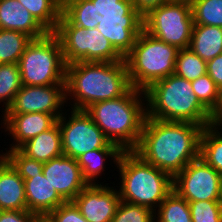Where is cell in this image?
Wrapping results in <instances>:
<instances>
[{
	"instance_id": "1",
	"label": "cell",
	"mask_w": 222,
	"mask_h": 222,
	"mask_svg": "<svg viewBox=\"0 0 222 222\" xmlns=\"http://www.w3.org/2000/svg\"><path fill=\"white\" fill-rule=\"evenodd\" d=\"M203 127L189 122L145 118L134 152L172 177L199 157Z\"/></svg>"
},
{
	"instance_id": "15",
	"label": "cell",
	"mask_w": 222,
	"mask_h": 222,
	"mask_svg": "<svg viewBox=\"0 0 222 222\" xmlns=\"http://www.w3.org/2000/svg\"><path fill=\"white\" fill-rule=\"evenodd\" d=\"M43 175L66 202L73 201L88 185L82 176L77 159L64 154L45 162Z\"/></svg>"
},
{
	"instance_id": "8",
	"label": "cell",
	"mask_w": 222,
	"mask_h": 222,
	"mask_svg": "<svg viewBox=\"0 0 222 222\" xmlns=\"http://www.w3.org/2000/svg\"><path fill=\"white\" fill-rule=\"evenodd\" d=\"M22 85L65 84L66 66L61 43L53 32L32 39L18 61Z\"/></svg>"
},
{
	"instance_id": "40",
	"label": "cell",
	"mask_w": 222,
	"mask_h": 222,
	"mask_svg": "<svg viewBox=\"0 0 222 222\" xmlns=\"http://www.w3.org/2000/svg\"><path fill=\"white\" fill-rule=\"evenodd\" d=\"M168 3L185 4L191 6L194 0H167Z\"/></svg>"
},
{
	"instance_id": "11",
	"label": "cell",
	"mask_w": 222,
	"mask_h": 222,
	"mask_svg": "<svg viewBox=\"0 0 222 222\" xmlns=\"http://www.w3.org/2000/svg\"><path fill=\"white\" fill-rule=\"evenodd\" d=\"M71 117L57 119L61 132L63 154L77 159L95 149H120L111 143L85 110H71Z\"/></svg>"
},
{
	"instance_id": "33",
	"label": "cell",
	"mask_w": 222,
	"mask_h": 222,
	"mask_svg": "<svg viewBox=\"0 0 222 222\" xmlns=\"http://www.w3.org/2000/svg\"><path fill=\"white\" fill-rule=\"evenodd\" d=\"M192 222H222L220 200L188 201Z\"/></svg>"
},
{
	"instance_id": "35",
	"label": "cell",
	"mask_w": 222,
	"mask_h": 222,
	"mask_svg": "<svg viewBox=\"0 0 222 222\" xmlns=\"http://www.w3.org/2000/svg\"><path fill=\"white\" fill-rule=\"evenodd\" d=\"M49 222H89L73 201H67L51 211L46 217Z\"/></svg>"
},
{
	"instance_id": "34",
	"label": "cell",
	"mask_w": 222,
	"mask_h": 222,
	"mask_svg": "<svg viewBox=\"0 0 222 222\" xmlns=\"http://www.w3.org/2000/svg\"><path fill=\"white\" fill-rule=\"evenodd\" d=\"M191 84L200 103L211 113L218 102L219 87L208 74L191 81Z\"/></svg>"
},
{
	"instance_id": "42",
	"label": "cell",
	"mask_w": 222,
	"mask_h": 222,
	"mask_svg": "<svg viewBox=\"0 0 222 222\" xmlns=\"http://www.w3.org/2000/svg\"><path fill=\"white\" fill-rule=\"evenodd\" d=\"M220 202H221V208H222V193H221V200H220Z\"/></svg>"
},
{
	"instance_id": "14",
	"label": "cell",
	"mask_w": 222,
	"mask_h": 222,
	"mask_svg": "<svg viewBox=\"0 0 222 222\" xmlns=\"http://www.w3.org/2000/svg\"><path fill=\"white\" fill-rule=\"evenodd\" d=\"M88 184L73 200L83 217L89 222H111L121 201L113 187Z\"/></svg>"
},
{
	"instance_id": "24",
	"label": "cell",
	"mask_w": 222,
	"mask_h": 222,
	"mask_svg": "<svg viewBox=\"0 0 222 222\" xmlns=\"http://www.w3.org/2000/svg\"><path fill=\"white\" fill-rule=\"evenodd\" d=\"M23 7L36 18V20L48 31L54 32L57 28L62 0H18Z\"/></svg>"
},
{
	"instance_id": "18",
	"label": "cell",
	"mask_w": 222,
	"mask_h": 222,
	"mask_svg": "<svg viewBox=\"0 0 222 222\" xmlns=\"http://www.w3.org/2000/svg\"><path fill=\"white\" fill-rule=\"evenodd\" d=\"M0 29L19 31L32 39L49 33L18 0H0Z\"/></svg>"
},
{
	"instance_id": "29",
	"label": "cell",
	"mask_w": 222,
	"mask_h": 222,
	"mask_svg": "<svg viewBox=\"0 0 222 222\" xmlns=\"http://www.w3.org/2000/svg\"><path fill=\"white\" fill-rule=\"evenodd\" d=\"M191 12L194 24L222 28V0H194Z\"/></svg>"
},
{
	"instance_id": "16",
	"label": "cell",
	"mask_w": 222,
	"mask_h": 222,
	"mask_svg": "<svg viewBox=\"0 0 222 222\" xmlns=\"http://www.w3.org/2000/svg\"><path fill=\"white\" fill-rule=\"evenodd\" d=\"M3 126L12 136L13 145L9 150L19 149L24 143L35 136L50 129L57 119L52 114L47 113H24V114H3Z\"/></svg>"
},
{
	"instance_id": "7",
	"label": "cell",
	"mask_w": 222,
	"mask_h": 222,
	"mask_svg": "<svg viewBox=\"0 0 222 222\" xmlns=\"http://www.w3.org/2000/svg\"><path fill=\"white\" fill-rule=\"evenodd\" d=\"M93 28H97L125 57L143 30V16L131 0H90Z\"/></svg>"
},
{
	"instance_id": "13",
	"label": "cell",
	"mask_w": 222,
	"mask_h": 222,
	"mask_svg": "<svg viewBox=\"0 0 222 222\" xmlns=\"http://www.w3.org/2000/svg\"><path fill=\"white\" fill-rule=\"evenodd\" d=\"M65 84L49 86L22 85L12 104L2 114L47 113L59 119L66 103ZM61 111V113H60Z\"/></svg>"
},
{
	"instance_id": "2",
	"label": "cell",
	"mask_w": 222,
	"mask_h": 222,
	"mask_svg": "<svg viewBox=\"0 0 222 222\" xmlns=\"http://www.w3.org/2000/svg\"><path fill=\"white\" fill-rule=\"evenodd\" d=\"M130 88L125 59L66 66L65 93L67 101L74 100L71 109L85 110L93 103L119 98Z\"/></svg>"
},
{
	"instance_id": "19",
	"label": "cell",
	"mask_w": 222,
	"mask_h": 222,
	"mask_svg": "<svg viewBox=\"0 0 222 222\" xmlns=\"http://www.w3.org/2000/svg\"><path fill=\"white\" fill-rule=\"evenodd\" d=\"M27 210L24 179L0 154V211Z\"/></svg>"
},
{
	"instance_id": "36",
	"label": "cell",
	"mask_w": 222,
	"mask_h": 222,
	"mask_svg": "<svg viewBox=\"0 0 222 222\" xmlns=\"http://www.w3.org/2000/svg\"><path fill=\"white\" fill-rule=\"evenodd\" d=\"M40 217L28 210H1L0 222H36Z\"/></svg>"
},
{
	"instance_id": "38",
	"label": "cell",
	"mask_w": 222,
	"mask_h": 222,
	"mask_svg": "<svg viewBox=\"0 0 222 222\" xmlns=\"http://www.w3.org/2000/svg\"><path fill=\"white\" fill-rule=\"evenodd\" d=\"M131 2L133 3L134 9L144 17L152 9L167 3V0H131Z\"/></svg>"
},
{
	"instance_id": "41",
	"label": "cell",
	"mask_w": 222,
	"mask_h": 222,
	"mask_svg": "<svg viewBox=\"0 0 222 222\" xmlns=\"http://www.w3.org/2000/svg\"><path fill=\"white\" fill-rule=\"evenodd\" d=\"M36 222H49L45 217L39 218Z\"/></svg>"
},
{
	"instance_id": "10",
	"label": "cell",
	"mask_w": 222,
	"mask_h": 222,
	"mask_svg": "<svg viewBox=\"0 0 222 222\" xmlns=\"http://www.w3.org/2000/svg\"><path fill=\"white\" fill-rule=\"evenodd\" d=\"M193 16L191 6L165 3L143 17V29L162 42L179 49L189 48Z\"/></svg>"
},
{
	"instance_id": "3",
	"label": "cell",
	"mask_w": 222,
	"mask_h": 222,
	"mask_svg": "<svg viewBox=\"0 0 222 222\" xmlns=\"http://www.w3.org/2000/svg\"><path fill=\"white\" fill-rule=\"evenodd\" d=\"M144 99V91L131 87L119 98L91 104L85 112L111 143L122 151H134L146 118Z\"/></svg>"
},
{
	"instance_id": "37",
	"label": "cell",
	"mask_w": 222,
	"mask_h": 222,
	"mask_svg": "<svg viewBox=\"0 0 222 222\" xmlns=\"http://www.w3.org/2000/svg\"><path fill=\"white\" fill-rule=\"evenodd\" d=\"M207 74L219 88L222 86V53L207 62Z\"/></svg>"
},
{
	"instance_id": "23",
	"label": "cell",
	"mask_w": 222,
	"mask_h": 222,
	"mask_svg": "<svg viewBox=\"0 0 222 222\" xmlns=\"http://www.w3.org/2000/svg\"><path fill=\"white\" fill-rule=\"evenodd\" d=\"M122 152L121 149H95L82 154L77 158V162L84 180L88 184L95 185V179L97 181L98 175L105 171L106 158L111 157V160L117 163Z\"/></svg>"
},
{
	"instance_id": "22",
	"label": "cell",
	"mask_w": 222,
	"mask_h": 222,
	"mask_svg": "<svg viewBox=\"0 0 222 222\" xmlns=\"http://www.w3.org/2000/svg\"><path fill=\"white\" fill-rule=\"evenodd\" d=\"M221 125L208 124L201 132L199 157L222 176Z\"/></svg>"
},
{
	"instance_id": "5",
	"label": "cell",
	"mask_w": 222,
	"mask_h": 222,
	"mask_svg": "<svg viewBox=\"0 0 222 222\" xmlns=\"http://www.w3.org/2000/svg\"><path fill=\"white\" fill-rule=\"evenodd\" d=\"M116 166L121 178L118 190L121 201L156 212L173 190V177L145 162L134 151H123Z\"/></svg>"
},
{
	"instance_id": "26",
	"label": "cell",
	"mask_w": 222,
	"mask_h": 222,
	"mask_svg": "<svg viewBox=\"0 0 222 222\" xmlns=\"http://www.w3.org/2000/svg\"><path fill=\"white\" fill-rule=\"evenodd\" d=\"M155 219L156 222H192L188 201L172 190L159 205Z\"/></svg>"
},
{
	"instance_id": "12",
	"label": "cell",
	"mask_w": 222,
	"mask_h": 222,
	"mask_svg": "<svg viewBox=\"0 0 222 222\" xmlns=\"http://www.w3.org/2000/svg\"><path fill=\"white\" fill-rule=\"evenodd\" d=\"M173 190L187 201L221 200L222 176L198 157L173 177Z\"/></svg>"
},
{
	"instance_id": "17",
	"label": "cell",
	"mask_w": 222,
	"mask_h": 222,
	"mask_svg": "<svg viewBox=\"0 0 222 222\" xmlns=\"http://www.w3.org/2000/svg\"><path fill=\"white\" fill-rule=\"evenodd\" d=\"M24 188L27 210L40 218L46 217L66 202L43 174H35L30 179H24Z\"/></svg>"
},
{
	"instance_id": "31",
	"label": "cell",
	"mask_w": 222,
	"mask_h": 222,
	"mask_svg": "<svg viewBox=\"0 0 222 222\" xmlns=\"http://www.w3.org/2000/svg\"><path fill=\"white\" fill-rule=\"evenodd\" d=\"M2 154L23 179H30L35 174H43L44 163L27 157L19 149L8 150Z\"/></svg>"
},
{
	"instance_id": "20",
	"label": "cell",
	"mask_w": 222,
	"mask_h": 222,
	"mask_svg": "<svg viewBox=\"0 0 222 222\" xmlns=\"http://www.w3.org/2000/svg\"><path fill=\"white\" fill-rule=\"evenodd\" d=\"M19 150L27 157L43 163L63 155L58 122L50 129L24 143Z\"/></svg>"
},
{
	"instance_id": "9",
	"label": "cell",
	"mask_w": 222,
	"mask_h": 222,
	"mask_svg": "<svg viewBox=\"0 0 222 222\" xmlns=\"http://www.w3.org/2000/svg\"><path fill=\"white\" fill-rule=\"evenodd\" d=\"M61 43L67 65L75 62H118L124 57L97 29L73 25L62 13L53 32Z\"/></svg>"
},
{
	"instance_id": "6",
	"label": "cell",
	"mask_w": 222,
	"mask_h": 222,
	"mask_svg": "<svg viewBox=\"0 0 222 222\" xmlns=\"http://www.w3.org/2000/svg\"><path fill=\"white\" fill-rule=\"evenodd\" d=\"M178 49L144 29L124 57L131 87L145 91L154 82L174 73Z\"/></svg>"
},
{
	"instance_id": "32",
	"label": "cell",
	"mask_w": 222,
	"mask_h": 222,
	"mask_svg": "<svg viewBox=\"0 0 222 222\" xmlns=\"http://www.w3.org/2000/svg\"><path fill=\"white\" fill-rule=\"evenodd\" d=\"M111 222H155V212L144 206L120 201Z\"/></svg>"
},
{
	"instance_id": "27",
	"label": "cell",
	"mask_w": 222,
	"mask_h": 222,
	"mask_svg": "<svg viewBox=\"0 0 222 222\" xmlns=\"http://www.w3.org/2000/svg\"><path fill=\"white\" fill-rule=\"evenodd\" d=\"M174 74L188 81H194L207 74V62L190 48L179 49L176 56Z\"/></svg>"
},
{
	"instance_id": "25",
	"label": "cell",
	"mask_w": 222,
	"mask_h": 222,
	"mask_svg": "<svg viewBox=\"0 0 222 222\" xmlns=\"http://www.w3.org/2000/svg\"><path fill=\"white\" fill-rule=\"evenodd\" d=\"M31 41L25 33L0 29V64H17Z\"/></svg>"
},
{
	"instance_id": "39",
	"label": "cell",
	"mask_w": 222,
	"mask_h": 222,
	"mask_svg": "<svg viewBox=\"0 0 222 222\" xmlns=\"http://www.w3.org/2000/svg\"><path fill=\"white\" fill-rule=\"evenodd\" d=\"M211 123L222 126V86L219 88V98L216 107L210 113Z\"/></svg>"
},
{
	"instance_id": "30",
	"label": "cell",
	"mask_w": 222,
	"mask_h": 222,
	"mask_svg": "<svg viewBox=\"0 0 222 222\" xmlns=\"http://www.w3.org/2000/svg\"><path fill=\"white\" fill-rule=\"evenodd\" d=\"M61 13L73 25L93 29L92 2L90 0H62Z\"/></svg>"
},
{
	"instance_id": "4",
	"label": "cell",
	"mask_w": 222,
	"mask_h": 222,
	"mask_svg": "<svg viewBox=\"0 0 222 222\" xmlns=\"http://www.w3.org/2000/svg\"><path fill=\"white\" fill-rule=\"evenodd\" d=\"M144 93L147 118L189 122L203 128L211 123L210 112L194 94L191 81L174 73L154 82Z\"/></svg>"
},
{
	"instance_id": "28",
	"label": "cell",
	"mask_w": 222,
	"mask_h": 222,
	"mask_svg": "<svg viewBox=\"0 0 222 222\" xmlns=\"http://www.w3.org/2000/svg\"><path fill=\"white\" fill-rule=\"evenodd\" d=\"M21 87V74L18 64H0V102L5 105L4 111L12 104Z\"/></svg>"
},
{
	"instance_id": "21",
	"label": "cell",
	"mask_w": 222,
	"mask_h": 222,
	"mask_svg": "<svg viewBox=\"0 0 222 222\" xmlns=\"http://www.w3.org/2000/svg\"><path fill=\"white\" fill-rule=\"evenodd\" d=\"M189 48L205 62L222 53V28L193 24Z\"/></svg>"
}]
</instances>
